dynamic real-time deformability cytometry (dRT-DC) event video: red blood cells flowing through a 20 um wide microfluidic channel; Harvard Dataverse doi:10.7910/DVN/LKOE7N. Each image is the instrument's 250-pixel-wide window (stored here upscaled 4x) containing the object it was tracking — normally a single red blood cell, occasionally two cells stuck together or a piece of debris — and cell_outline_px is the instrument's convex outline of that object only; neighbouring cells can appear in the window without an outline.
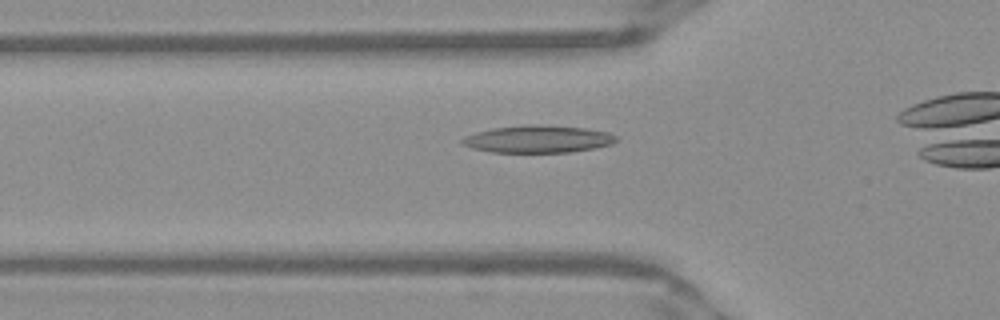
{"species": "Egyptian fruit bat (a non-hibernating species)", "species_latin": "Rousettus aegyptiacus", "temperature_condition": "warm", "stored_images_in_passage": 37, "camera_frame_rate_fps": 3000, "um_per_image_px": 0.085, "frame": {"image": 1, "passage_image": 13, "time_ms": 4.0, "image_size_px": [1000, 320], "cell_outline_px": [[616, 140], [612, 144], [572, 152], [488, 152], [472, 148], [460, 144], [460, 140], [464, 136], [476, 132], [492, 128], [528, 124], [532, 124], [584, 128], [608, 132], [616, 136]], "centroid_in_image_um": [45.66, 11.82], "position_along_channel_um": 80.1, "area_um2": 24.51}}
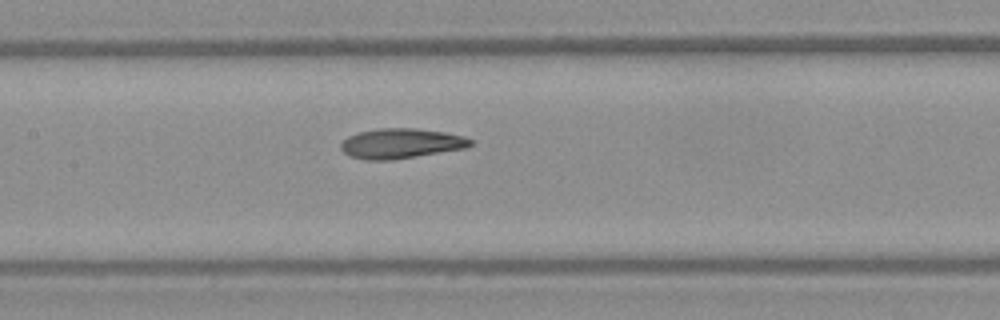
{"frame": {"image": 2, "passage_image": 20, "time_ms": 6.333, "image_size_px": [1000, 320], "cell_outline_px": [[472, 144], [464, 148], [392, 160], [364, 160], [348, 156], [340, 148], [340, 144], [348, 136], [360, 132], [380, 128], [416, 128], [444, 132], [464, 136], [472, 140]], "centroid_in_image_um": [34.04, 12.19], "position_along_channel_um": 173.4, "area_um2": 22.54}}
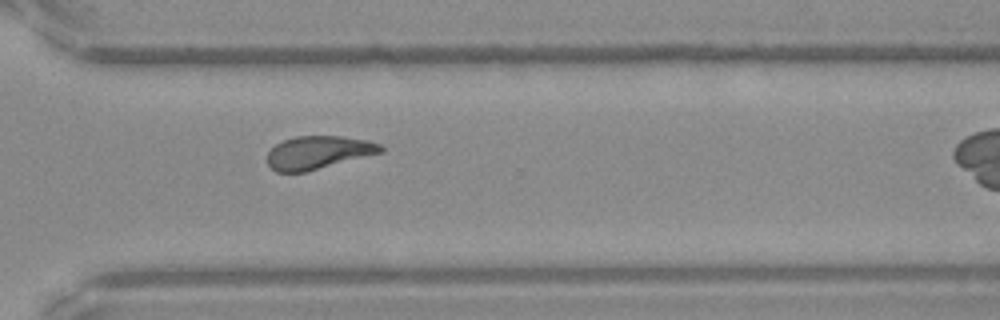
{"frame": {"image": 3, "passage_image": 33, "time_ms": 10.667, "image_size_px": [1000, 320], "cell_outline_px": [[384, 152], [304, 172], [276, 172], [268, 164], [268, 152], [276, 144], [284, 140], [296, 136], [340, 136], [368, 140], [380, 144], [384, 148]], "centroid_in_image_um": [27.07, 12.95], "position_along_channel_um": 343.5, "area_um2": 21.73}}